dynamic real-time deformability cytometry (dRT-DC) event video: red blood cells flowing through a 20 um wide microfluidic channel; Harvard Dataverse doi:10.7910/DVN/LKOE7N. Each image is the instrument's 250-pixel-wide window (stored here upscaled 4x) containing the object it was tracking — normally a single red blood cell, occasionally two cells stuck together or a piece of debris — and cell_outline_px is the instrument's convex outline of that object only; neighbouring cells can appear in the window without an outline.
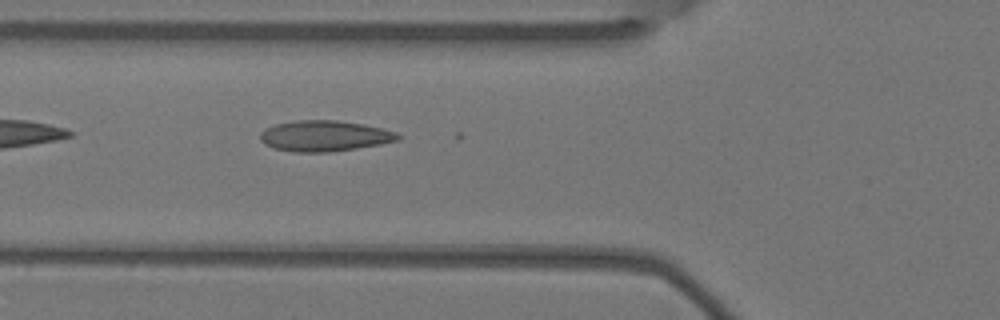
{"species": "Egyptian fruit bat (a non-hibernating species)", "species_latin": "Rousettus aegyptiacus", "temperature_condition": "warm", "stored_images_in_passage": 6, "camera_frame_rate_fps": 3000, "um_per_image_px": 0.085, "animal": {"sex": "female"}, "frame": {"image": 1, "passage_image": 6, "time_ms": 1.667, "image_size_px": [1000, 320], "cell_outline_px": [[400, 140], [380, 144], [356, 148], [328, 152], [292, 152], [276, 148], [264, 144], [260, 140], [260, 132], [264, 128], [276, 124], [292, 120], [336, 120], [360, 124], [380, 128], [396, 132], [400, 136]], "centroid_in_image_um": [27.54, 11.55], "position_along_channel_um": 98.3, "area_um2": 24.62}}